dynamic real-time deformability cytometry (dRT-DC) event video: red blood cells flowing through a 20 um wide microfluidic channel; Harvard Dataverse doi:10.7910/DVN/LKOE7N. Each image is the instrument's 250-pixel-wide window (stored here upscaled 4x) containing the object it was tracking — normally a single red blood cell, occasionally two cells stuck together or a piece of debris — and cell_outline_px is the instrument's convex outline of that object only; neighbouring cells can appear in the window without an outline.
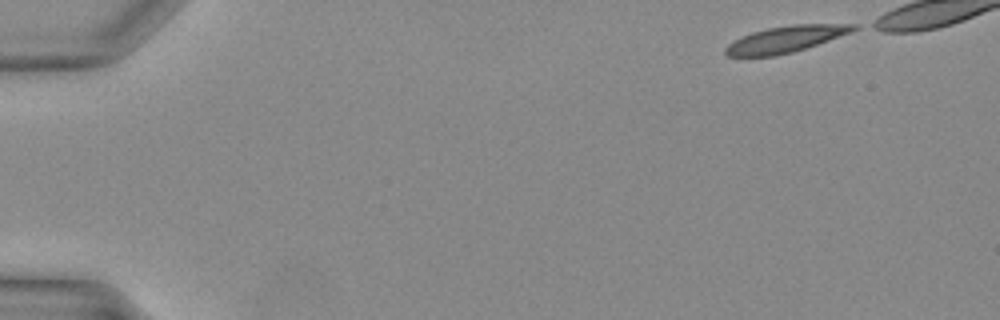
{"species": "Egyptian fruit bat (a non-hibernating species)", "species_latin": "Rousettus aegyptiacus", "temperature_condition": "warm", "stored_images_in_passage": 11, "camera_frame_rate_fps": 3000, "um_per_image_px": 0.085, "animal": {"sex": "female"}, "frame": {"image": 1, "passage_image": 1, "time_ms": 0.0, "image_size_px": [1000, 320], "cell_outline_px": [[860, 28], [816, 44], [792, 52], [776, 56], [728, 56], [724, 52], [724, 48], [728, 44], [752, 32], [768, 28], [792, 24], [860, 24]], "centroid_in_image_um": [66.77, 3.32], "position_along_channel_um": 18.2, "area_um2": 19.31}}